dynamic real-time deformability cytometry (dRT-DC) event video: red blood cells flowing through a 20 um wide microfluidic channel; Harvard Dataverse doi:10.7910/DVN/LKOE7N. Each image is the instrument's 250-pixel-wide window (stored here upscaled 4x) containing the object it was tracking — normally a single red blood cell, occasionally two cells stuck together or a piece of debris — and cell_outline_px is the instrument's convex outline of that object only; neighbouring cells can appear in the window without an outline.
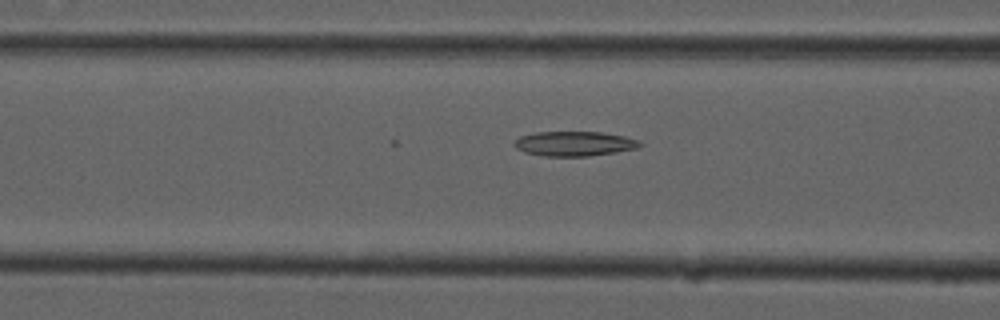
{"species": "common noctule bat (a hibernating species)", "species_latin": "Nyctalus noctula", "temperature_condition": "cold", "stored_images_in_passage": 25, "camera_frame_rate_fps": 3000, "um_per_image_px": 0.085, "animal": {"sex": "male", "forearm_length_mm": 52.5}, "frame": {"image": 1, "passage_image": 21, "time_ms": 6.667, "image_size_px": [1000, 320], "cell_outline_px": [[644, 144], [640, 148], [616, 152], [588, 156], [544, 156], [524, 152], [516, 148], [512, 144], [520, 136], [536, 132], [600, 132], [624, 136], [640, 140]], "centroid_in_image_um": [48.85, 12.21], "position_along_channel_um": 117.7, "area_um2": 18.21}}
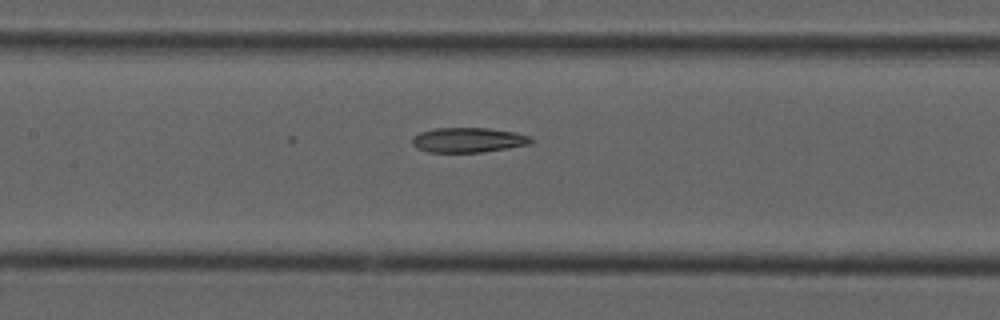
{"frame": {"image": 2, "passage_image": 25, "time_ms": 8.0, "image_size_px": [1000, 320], "cell_outline_px": [[536, 140], [532, 144], [508, 148], [480, 152], [428, 152], [416, 148], [412, 144], [412, 136], [420, 132], [436, 128], [488, 128], [516, 132], [528, 136]], "centroid_in_image_um": [39.81, 11.9], "position_along_channel_um": 167.6, "area_um2": 17.34}}